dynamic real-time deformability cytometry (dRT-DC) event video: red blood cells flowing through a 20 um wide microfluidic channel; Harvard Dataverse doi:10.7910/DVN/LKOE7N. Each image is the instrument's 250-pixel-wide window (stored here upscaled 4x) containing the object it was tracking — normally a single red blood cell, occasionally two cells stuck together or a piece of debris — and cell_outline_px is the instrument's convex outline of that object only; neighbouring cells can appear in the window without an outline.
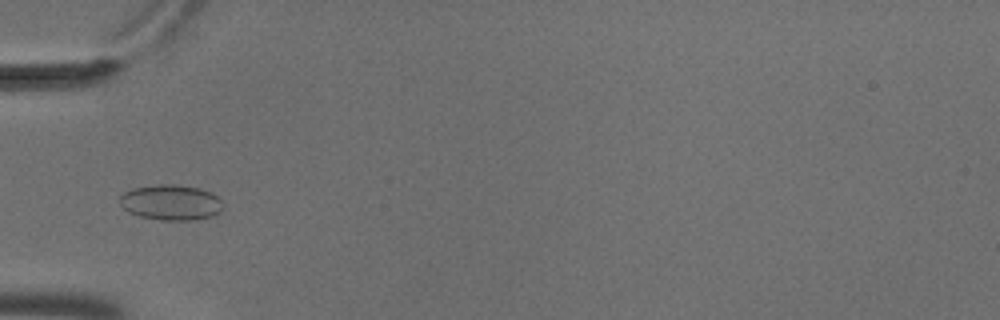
{"species": "common noctule bat (a hibernating species)", "species_latin": "Nyctalus noctula", "temperature_condition": "cold", "stored_images_in_passage": 5, "camera_frame_rate_fps": 3000, "um_per_image_px": 0.085, "animal": {"sex": "male", "body_mass_g": 18.8}, "frame": {"image": 1, "passage_image": 3, "time_ms": 0.667, "image_size_px": [1000, 320], "cell_outline_px": [[224, 204], [220, 212], [212, 216], [196, 220], [160, 220], [140, 216], [128, 212], [120, 204], [120, 196], [124, 192], [132, 188], [156, 184], [176, 184], [200, 188], [212, 192]], "centroid_in_image_um": [14.54, 17.2], "position_along_channel_um": 70.5, "area_um2": 21.56}}
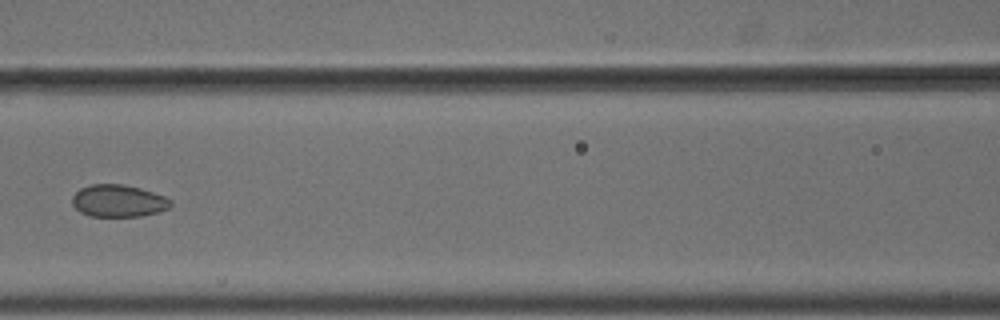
{"frame": {"image": 2, "passage_image": 5, "time_ms": 1.333, "image_size_px": [1000, 320], "cell_outline_px": [[172, 204], [168, 208], [156, 212], [140, 216], [88, 216], [80, 212], [72, 204], [72, 196], [80, 188], [92, 184], [124, 184], [140, 188], [164, 196], [172, 200]], "centroid_in_image_um": [10.04, 17.07], "position_along_channel_um": 156.6, "area_um2": 18.44}}